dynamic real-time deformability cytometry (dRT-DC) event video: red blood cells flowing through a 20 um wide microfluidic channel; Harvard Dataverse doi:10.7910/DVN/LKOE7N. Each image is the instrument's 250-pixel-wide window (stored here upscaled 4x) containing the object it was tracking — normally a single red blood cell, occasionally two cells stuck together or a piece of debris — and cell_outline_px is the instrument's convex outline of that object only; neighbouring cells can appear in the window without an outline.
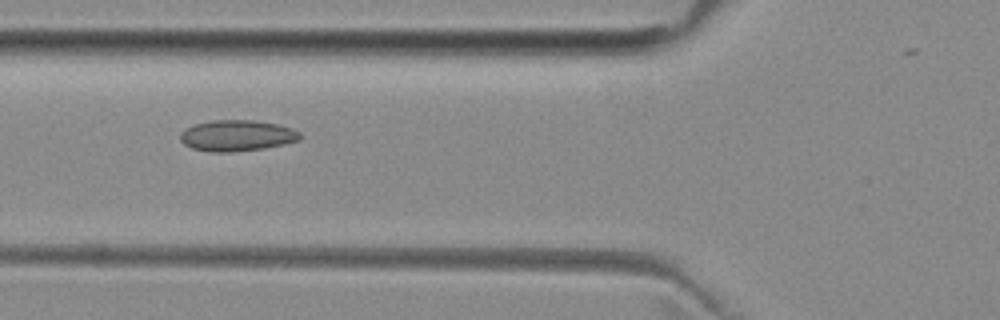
{"species": "common noctule bat (a hibernating species)", "species_latin": "Nyctalus noctula", "temperature_condition": "room temperature", "stored_images_in_passage": 9, "camera_frame_rate_fps": 3000, "um_per_image_px": 0.085, "animal": {"sex": "female", "body_mass_g": 29.2, "forearm_length_mm": 56.3}, "frame": {"image": 1, "passage_image": 7, "time_ms": 6.667, "image_size_px": [1000, 320], "cell_outline_px": [[300, 140], [284, 144], [264, 148], [232, 152], [208, 152], [192, 148], [184, 144], [180, 140], [180, 132], [196, 124], [212, 120], [252, 120], [276, 124], [292, 128], [300, 132]], "centroid_in_image_um": [20.13, 11.53], "position_along_channel_um": 105.7, "area_um2": 21.62}}
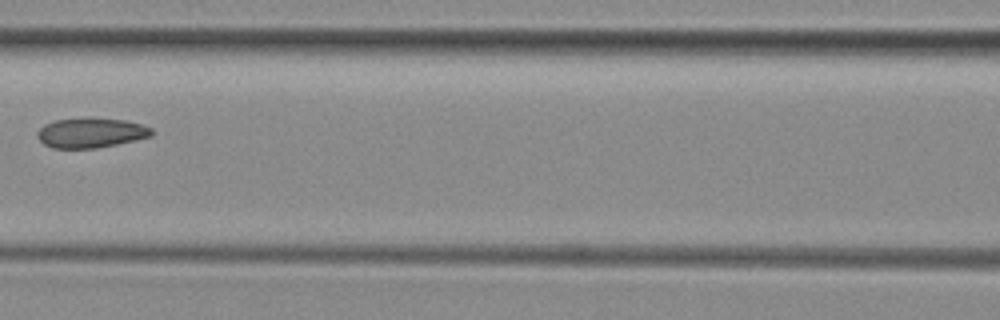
{"frame": {"image": 2, "passage_image": 8, "time_ms": 8.0, "image_size_px": [1000, 320], "cell_outline_px": [[152, 136], [116, 144], [96, 148], [52, 148], [44, 144], [36, 136], [36, 132], [44, 124], [56, 120], [84, 116], [92, 116], [124, 120], [140, 124], [152, 128]], "centroid_in_image_um": [7.69, 11.26], "position_along_channel_um": 158.9, "area_um2": 20.23}}
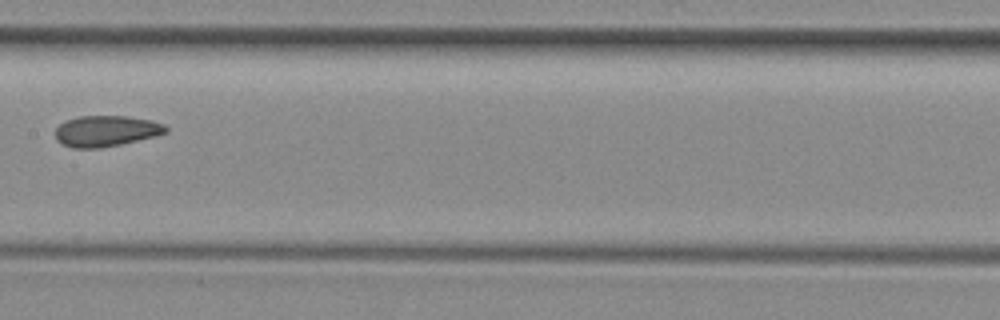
{"frame": {"image": 3, "passage_image": 9, "time_ms": 9.0, "image_size_px": [1000, 320], "cell_outline_px": [[168, 132], [120, 144], [100, 148], [72, 148], [56, 140], [56, 128], [64, 120], [76, 116], [128, 116], [152, 120], [164, 124], [168, 128]], "centroid_in_image_um": [8.99, 11.12], "position_along_channel_um": 198.4, "area_um2": 19.88}}